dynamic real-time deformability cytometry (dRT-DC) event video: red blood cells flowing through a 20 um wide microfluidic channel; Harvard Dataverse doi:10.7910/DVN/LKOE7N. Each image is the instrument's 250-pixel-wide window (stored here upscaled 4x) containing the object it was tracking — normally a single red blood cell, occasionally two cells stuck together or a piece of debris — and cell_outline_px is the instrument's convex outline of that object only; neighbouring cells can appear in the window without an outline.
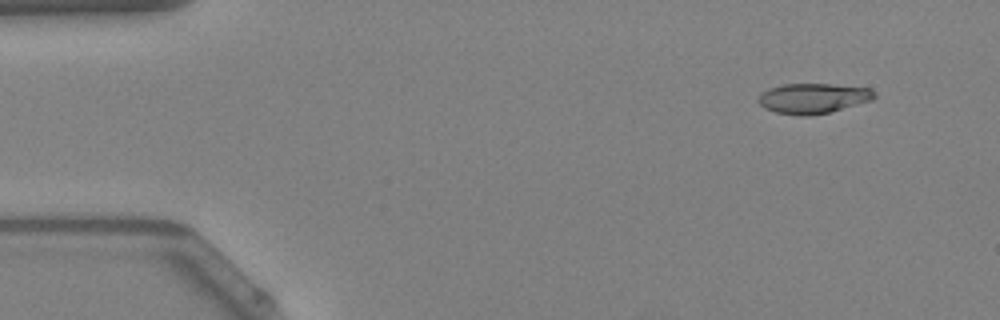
{"species": "Egyptian fruit bat (a non-hibernating species)", "species_latin": "Rousettus aegyptiacus", "temperature_condition": "warm", "stored_images_in_passage": 47, "camera_frame_rate_fps": 3000, "um_per_image_px": 0.085, "animal": {"sex": "female"}, "frame": {"image": 1, "passage_image": 1, "time_ms": 0.0, "image_size_px": [1000, 320], "cell_outline_px": [[876, 96], [872, 100], [828, 112], [808, 116], [800, 116], [776, 112], [764, 108], [756, 100], [768, 88], [784, 84], [832, 84], [868, 88], [876, 92]], "centroid_in_image_um": [69.1, 8.35], "position_along_channel_um": 15.9, "area_um2": 20.23}}
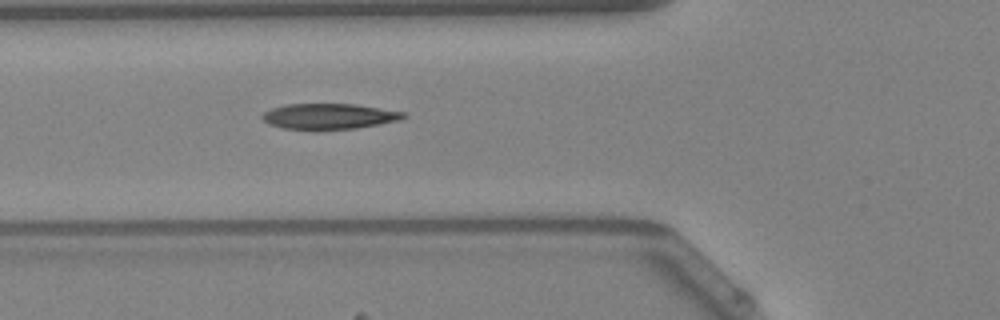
{"frame": {"image": 2, "passage_image": 15, "time_ms": 4.667, "image_size_px": [1000, 320], "cell_outline_px": [[408, 116], [400, 120], [380, 124], [356, 128], [316, 132], [284, 128], [268, 124], [260, 116], [264, 112], [272, 108], [284, 104], [352, 104], [404, 112]], "centroid_in_image_um": [27.92, 9.92], "position_along_channel_um": 97.9, "area_um2": 21.62}}
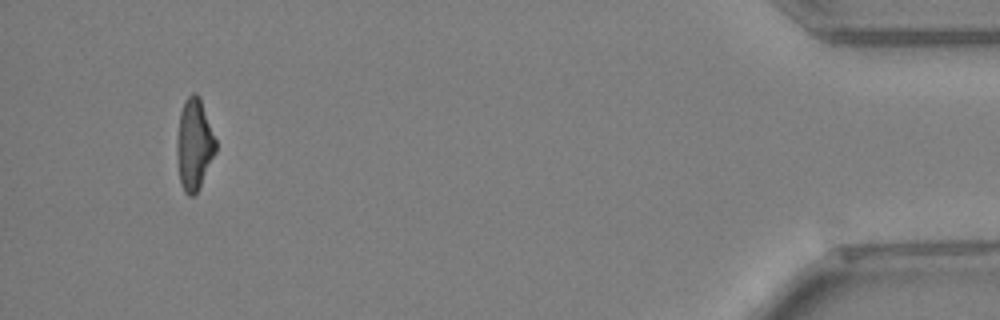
{"frame": {"image": 3, "passage_image": 44, "time_ms": 14.333, "image_size_px": [1000, 320], "cell_outline_px": [[216, 152], [196, 192], [192, 196], [188, 196], [184, 192], [180, 184], [176, 156], [176, 144], [180, 112], [184, 100], [192, 92], [196, 92], [200, 96], [216, 140]], "centroid_in_image_um": [16.49, 12.24], "position_along_channel_um": 418.7, "area_um2": 20.75}, "authors_computed_cell_mechanics": {"area_um2": 21.0392, "velocity_mm_per_s": 4.0818, "shape_relaxation_time_tau1_ms": 7.6861, "shape_relaxation_time_tau2_ms": 2.3968, "deformation_change_tau1": 0.226, "deformation_change_tau2": 0.1138}}